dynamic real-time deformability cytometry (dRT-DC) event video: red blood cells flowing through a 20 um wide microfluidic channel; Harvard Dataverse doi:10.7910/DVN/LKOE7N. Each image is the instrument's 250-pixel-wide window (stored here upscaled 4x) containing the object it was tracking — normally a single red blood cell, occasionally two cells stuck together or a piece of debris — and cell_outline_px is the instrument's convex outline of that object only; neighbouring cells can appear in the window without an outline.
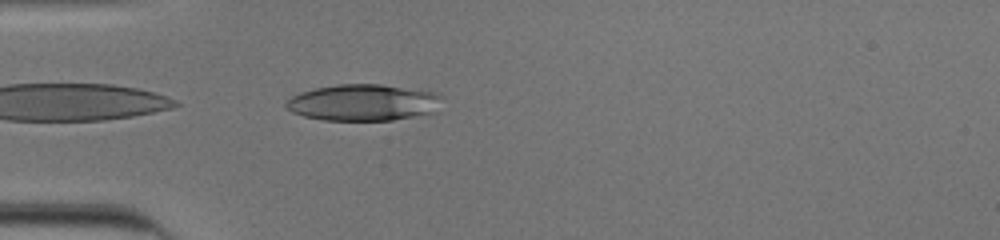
{"species": "human", "species_latin": "Homo sapiens", "temperature_condition": "cold", "stored_images_in_passage": 31, "camera_frame_rate_fps": 3000, "um_per_image_px": 0.085, "donor": {"sex": "male"}, "frame": {"image": 1, "passage_image": 1, "time_ms": 0.0, "image_size_px": [1000, 240], "cell_outline_px": [[444, 96], [432, 112], [392, 120], [324, 120], [304, 116], [292, 112], [284, 108], [284, 104], [292, 96], [300, 92], [316, 88], [336, 84], [380, 84], [420, 88], [440, 92]], "centroid_in_image_um": [30.9, 8.69], "position_along_channel_um": 54.1, "area_um2": 33.47}}
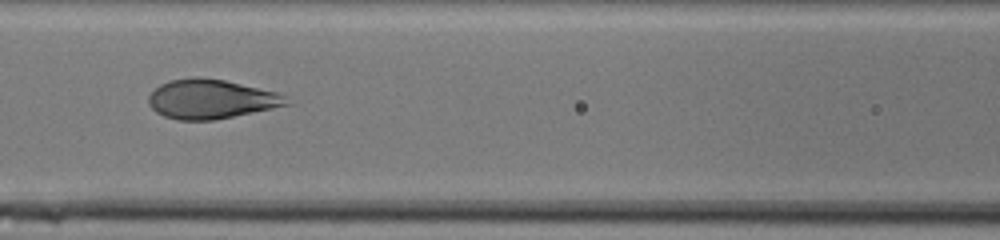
{"frame": {"image": 2, "passage_image": 9, "time_ms": 2.667, "image_size_px": [1000, 240], "cell_outline_px": [[292, 104], [212, 120], [176, 120], [164, 116], [156, 112], [148, 104], [148, 96], [160, 84], [168, 80], [196, 76], [224, 80], [276, 92], [284, 96]], "centroid_in_image_um": [17.88, 8.42], "position_along_channel_um": 148.7, "area_um2": 31.39}}
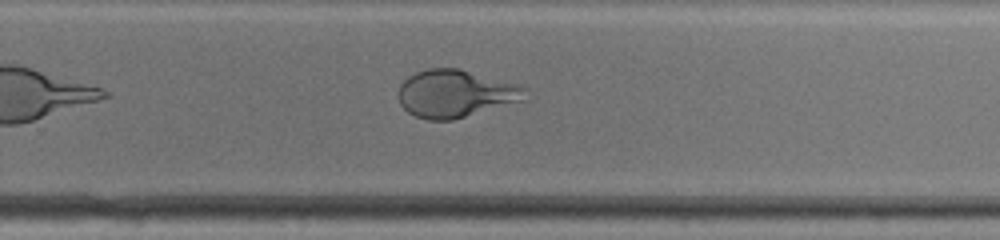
{"frame": {"image": 3, "passage_image": 20, "time_ms": 6.333, "image_size_px": [1000, 240], "cell_outline_px": [[528, 100], [452, 120], [428, 120], [416, 116], [408, 112], [400, 104], [400, 84], [408, 76], [416, 72], [428, 68], [460, 68], [520, 84], [528, 88]], "centroid_in_image_um": [38.81, 7.95], "position_along_channel_um": 291.0, "area_um2": 35.66}, "authors_computed_cell_mechanics": {"area_um2": 33.235, "velocity_mm_per_s": 3.9009, "shape_relaxation_time_tau1_ms": 3.4726, "shape_relaxation_time_tau2_ms": null, "deformation_change_tau1": 0.1749, "deformation_change_tau2": null}}